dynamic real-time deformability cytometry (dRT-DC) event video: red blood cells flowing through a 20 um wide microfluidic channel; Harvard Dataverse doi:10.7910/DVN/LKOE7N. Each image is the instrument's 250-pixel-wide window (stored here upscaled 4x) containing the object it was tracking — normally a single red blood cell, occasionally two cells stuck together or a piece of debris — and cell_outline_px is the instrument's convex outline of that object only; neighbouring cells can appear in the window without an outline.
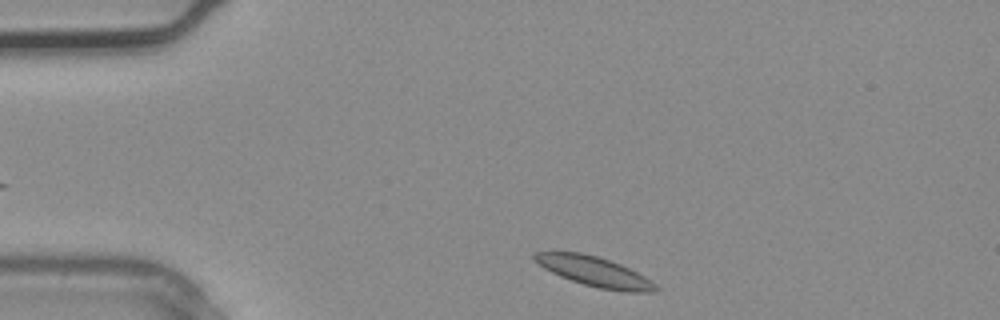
{"species": "common noctule bat (a hibernating species)", "species_latin": "Nyctalus noctula", "temperature_condition": "warm", "stored_images_in_passage": 2, "camera_frame_rate_fps": 3000, "um_per_image_px": 0.085, "animal": {"sex": "male", "body_mass_g": 20.4}, "frame": {"image": 1, "passage_image": 2, "time_ms": 0.333, "image_size_px": [1000, 320], "cell_outline_px": [[660, 288], [652, 292], [624, 292], [600, 288], [584, 284], [560, 276], [544, 268], [532, 260], [532, 252], [580, 252], [596, 256], [620, 264], [652, 280]], "centroid_in_image_um": [50.52, 23.08], "position_along_channel_um": 34.5, "area_um2": 20.92}}